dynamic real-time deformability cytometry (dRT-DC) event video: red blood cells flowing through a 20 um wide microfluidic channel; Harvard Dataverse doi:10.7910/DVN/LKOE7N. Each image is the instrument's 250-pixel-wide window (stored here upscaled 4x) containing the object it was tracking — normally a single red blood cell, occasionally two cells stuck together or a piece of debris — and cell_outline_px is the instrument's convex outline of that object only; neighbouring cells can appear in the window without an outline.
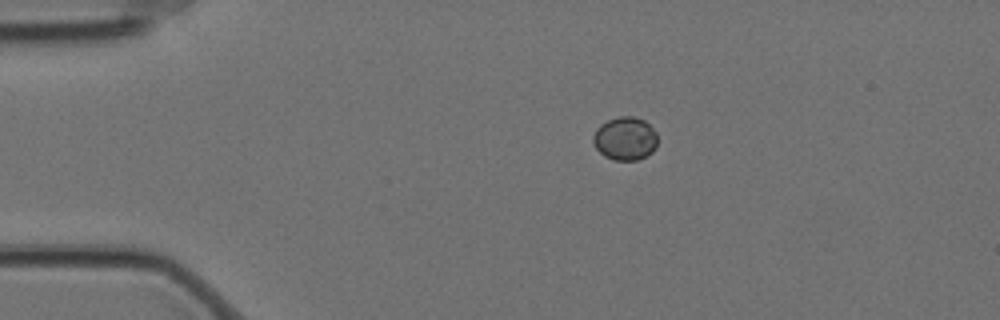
{"species": "Egyptian fruit bat (a non-hibernating species)", "species_latin": "Rousettus aegyptiacus", "temperature_condition": "cold", "stored_images_in_passage": 14, "camera_frame_rate_fps": 3000, "um_per_image_px": 0.085, "animal": {"sex": "female"}, "frame": {"image": 1, "passage_image": 2, "time_ms": 0.333, "image_size_px": [1000, 320], "cell_outline_px": [[656, 148], [652, 152], [636, 160], [612, 160], [604, 156], [596, 148], [592, 140], [592, 136], [596, 128], [600, 124], [608, 120], [620, 116], [632, 116], [644, 120], [656, 132]], "centroid_in_image_um": [53.11, 11.77], "position_along_channel_um": 31.9, "area_um2": 16.24}}
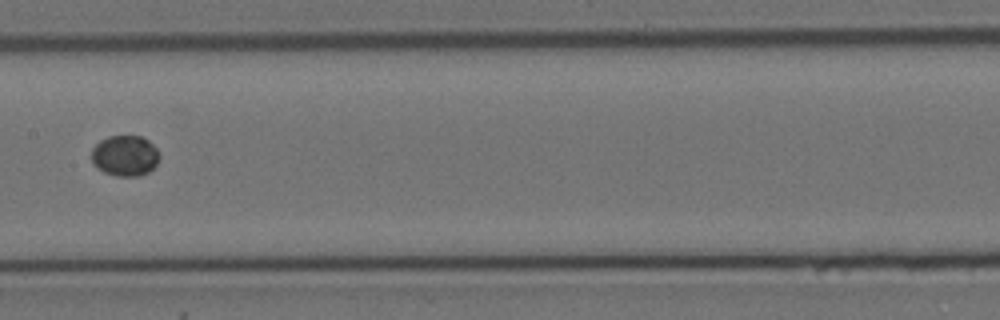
{"frame": {"image": 2, "passage_image": 7, "time_ms": 2.0, "image_size_px": [1000, 320], "cell_outline_px": [[160, 156], [156, 164], [148, 172], [136, 176], [116, 176], [104, 172], [96, 168], [92, 160], [92, 148], [100, 140], [108, 136], [140, 136], [148, 140], [156, 148]], "centroid_in_image_um": [10.61, 13.23], "position_along_channel_um": 196.8, "area_um2": 16.07}}
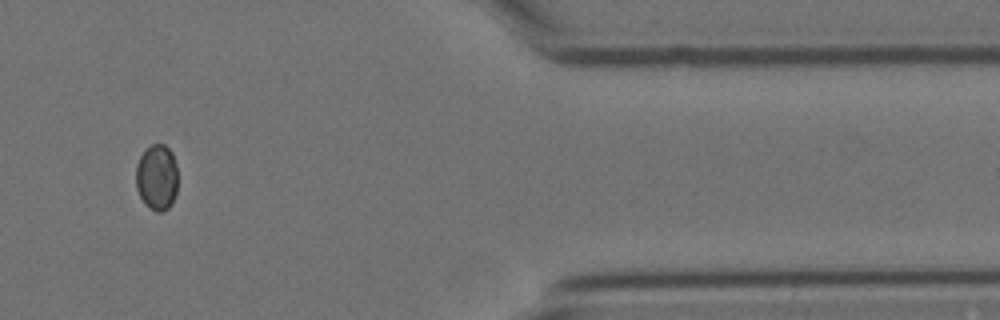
{"frame": {"image": 3, "passage_image": 12, "time_ms": 3.667, "image_size_px": [1000, 320], "cell_outline_px": [[176, 192], [172, 204], [168, 208], [160, 212], [156, 212], [148, 208], [144, 204], [136, 188], [136, 164], [140, 156], [152, 144], [164, 144], [172, 152], [176, 164]], "centroid_in_image_um": [13.32, 15.09], "position_along_channel_um": 398.1, "area_um2": 16.13}}